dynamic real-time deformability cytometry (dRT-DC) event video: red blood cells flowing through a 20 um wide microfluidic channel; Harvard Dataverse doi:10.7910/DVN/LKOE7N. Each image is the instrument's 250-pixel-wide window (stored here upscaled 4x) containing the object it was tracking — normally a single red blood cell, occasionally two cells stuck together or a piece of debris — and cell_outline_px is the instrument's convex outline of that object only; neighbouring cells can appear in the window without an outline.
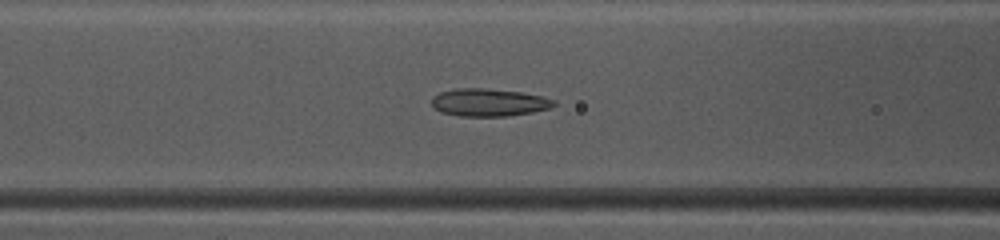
{"species": "common noctule bat (a hibernating species)", "species_latin": "Nyctalus noctula", "temperature_condition": "warm", "stored_images_in_passage": 40, "camera_frame_rate_fps": 3000, "um_per_image_px": 0.085, "animal": {"sex": "female", "body_mass_g": 10.0, "forearm_length_mm": 53.1}, "frame": {"image": 1, "passage_image": 12, "time_ms": 3.667, "image_size_px": [1000, 240], "cell_outline_px": [[556, 104], [548, 108], [532, 112], [508, 116], [460, 116], [440, 112], [432, 108], [432, 96], [440, 92], [456, 88], [484, 88], [520, 92], [540, 96], [556, 100]], "centroid_in_image_um": [41.5, 8.71], "position_along_channel_um": 125.1, "area_um2": 19.71}}
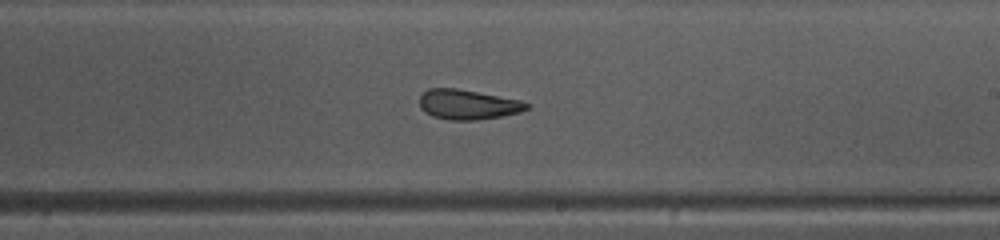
{"frame": {"image": 2, "passage_image": 21, "time_ms": 6.667, "image_size_px": [1000, 240], "cell_outline_px": [[532, 108], [520, 112], [500, 116], [476, 120], [448, 120], [432, 116], [424, 112], [420, 108], [420, 96], [428, 88], [456, 88], [520, 100], [532, 104]], "centroid_in_image_um": [39.78, 8.89], "position_along_channel_um": 249.2, "area_um2": 18.73}}
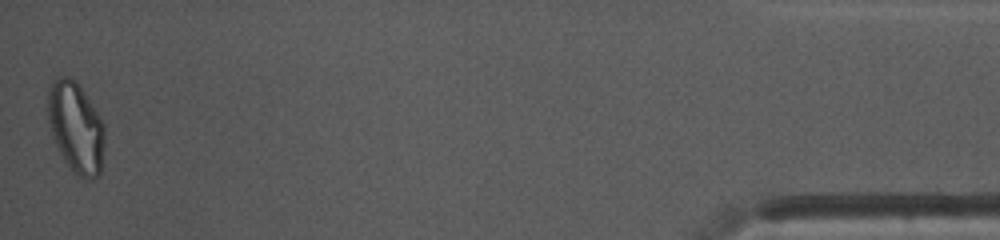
{"frame": {"image": 3, "passage_image": 40, "time_ms": 13.0, "image_size_px": [1000, 240], "cell_outline_px": [[104, 148], [100, 176], [80, 176], [64, 160], [52, 136], [48, 120], [48, 92], [52, 84], [60, 76], [68, 76], [76, 80], [104, 124]], "centroid_in_image_um": [6.45, 10.8], "position_along_channel_um": 428.7, "area_um2": 29.36}, "authors_computed_cell_mechanics": {"area_um2": 19.9988, "velocity_mm_per_s": 4.1359, "shape_relaxation_time_tau1_ms": 4.0559, "shape_relaxation_time_tau2_ms": 1.9524, "deformation_change_tau1": 0.1496, "deformation_change_tau2": 0.1037}}